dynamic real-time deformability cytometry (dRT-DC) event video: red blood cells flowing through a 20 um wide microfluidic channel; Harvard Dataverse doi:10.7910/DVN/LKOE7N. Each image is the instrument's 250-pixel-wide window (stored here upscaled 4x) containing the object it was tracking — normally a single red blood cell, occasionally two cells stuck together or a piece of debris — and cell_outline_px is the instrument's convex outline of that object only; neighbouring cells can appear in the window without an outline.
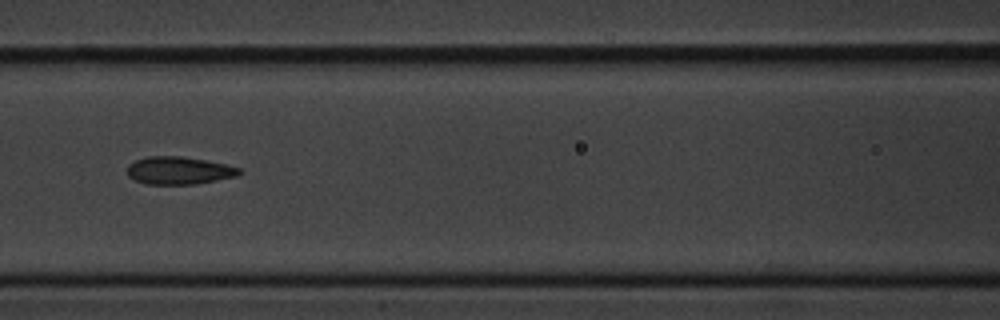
{"species": "common noctule bat (a hibernating species)", "species_latin": "Nyctalus noctula", "temperature_condition": "cold", "stored_images_in_passage": 9, "camera_frame_rate_fps": 3000, "um_per_image_px": 0.085, "animal": {"sex": "male", "body_mass_g": 20.1, "forearm_length_mm": 53.5}, "frame": {"image": 1, "passage_image": 6, "time_ms": 6.667, "image_size_px": [1000, 320], "cell_outline_px": [[244, 172], [236, 176], [196, 184], [148, 184], [136, 180], [128, 176], [128, 164], [136, 160], [148, 156], [184, 156], [224, 164], [240, 168]], "centroid_in_image_um": [15.22, 14.49], "position_along_channel_um": 151.4, "area_um2": 17.98}}
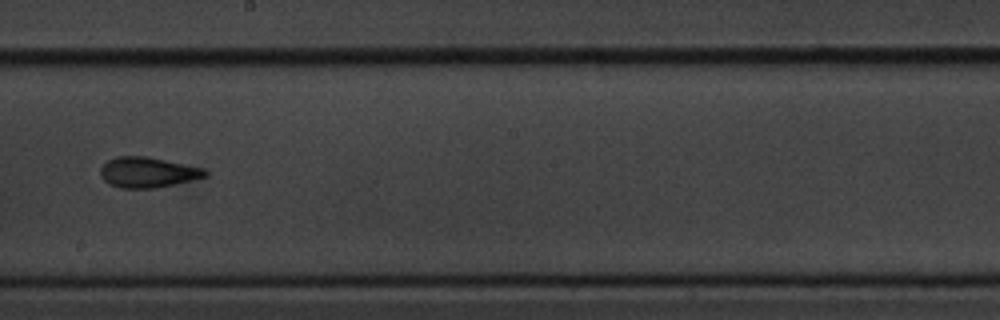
{"frame": {"image": 2, "passage_image": 8, "time_ms": 9.0, "image_size_px": [1000, 320], "cell_outline_px": [[208, 176], [156, 188], [120, 188], [108, 184], [100, 176], [100, 168], [108, 160], [116, 156], [148, 156], [204, 168], [208, 172]], "centroid_in_image_um": [12.54, 14.64], "position_along_channel_um": 235.7, "area_um2": 18.67}}
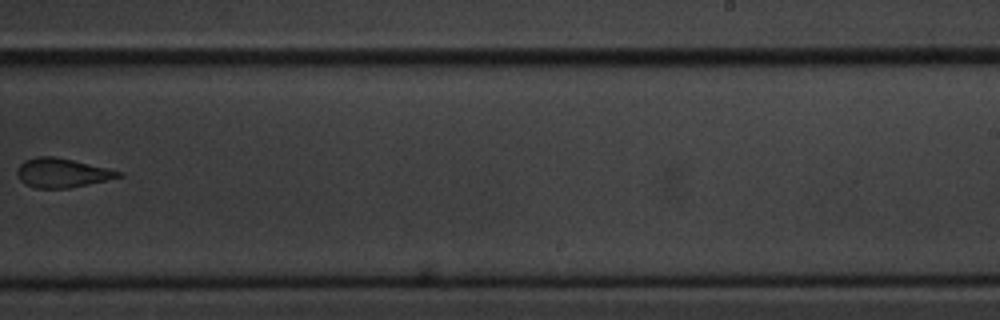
{"frame": {"image": 3, "passage_image": 9, "time_ms": 10.333, "image_size_px": [1000, 320], "cell_outline_px": [[124, 176], [108, 180], [68, 188], [36, 188], [24, 184], [20, 180], [16, 172], [20, 164], [24, 160], [36, 156], [52, 156], [72, 160], [108, 168], [120, 172]], "centroid_in_image_um": [5.25, 14.69], "position_along_channel_um": 283.8, "area_um2": 17.17}}